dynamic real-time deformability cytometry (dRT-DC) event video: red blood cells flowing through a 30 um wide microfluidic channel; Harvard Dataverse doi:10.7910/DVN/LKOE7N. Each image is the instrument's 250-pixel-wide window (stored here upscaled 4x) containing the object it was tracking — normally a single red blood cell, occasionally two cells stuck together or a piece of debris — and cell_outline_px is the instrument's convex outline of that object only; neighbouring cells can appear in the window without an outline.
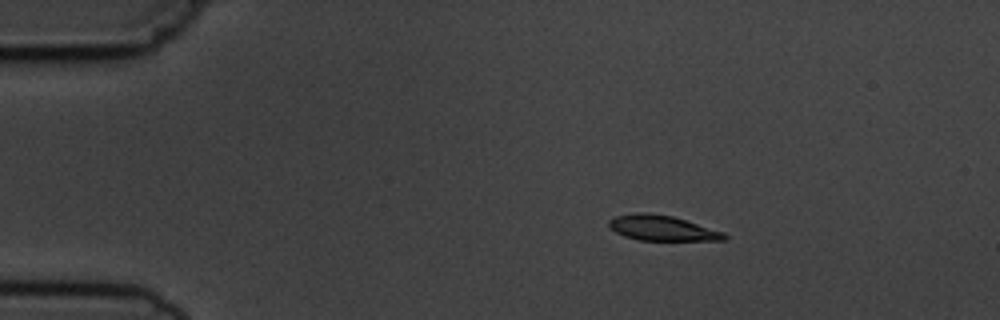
{"species": "common noctule bat (a hibernating species)", "species_latin": "Nyctalus noctula", "temperature_condition": "cold", "stored_images_in_passage": 14, "camera_frame_rate_fps": 3000, "um_per_image_px": 0.085, "animal": {"sex": "male", "body_mass_g": 19.5, "forearm_length_mm": 54.6}, "frame": {"image": 1, "passage_image": 2, "time_ms": 2.0, "image_size_px": [1000, 320], "cell_outline_px": [[728, 240], [640, 240], [624, 236], [608, 228], [608, 220], [616, 216], [636, 212], [648, 212], [672, 216], [724, 232], [728, 236]], "centroid_in_image_um": [56.25, 19.38], "position_along_channel_um": 28.7, "area_um2": 16.99}}
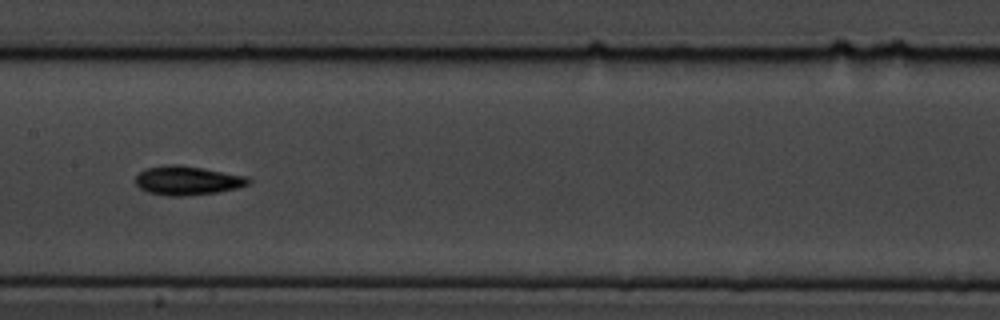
{"frame": {"image": 2, "passage_image": 7, "time_ms": 8.0, "image_size_px": [1000, 320], "cell_outline_px": [[252, 184], [220, 192], [184, 196], [168, 196], [148, 192], [140, 188], [136, 184], [136, 176], [140, 172], [148, 168], [168, 164], [180, 164], [204, 168], [248, 176], [252, 180]], "centroid_in_image_um": [15.99, 15.34], "position_along_channel_um": 191.4, "area_um2": 19.31}}
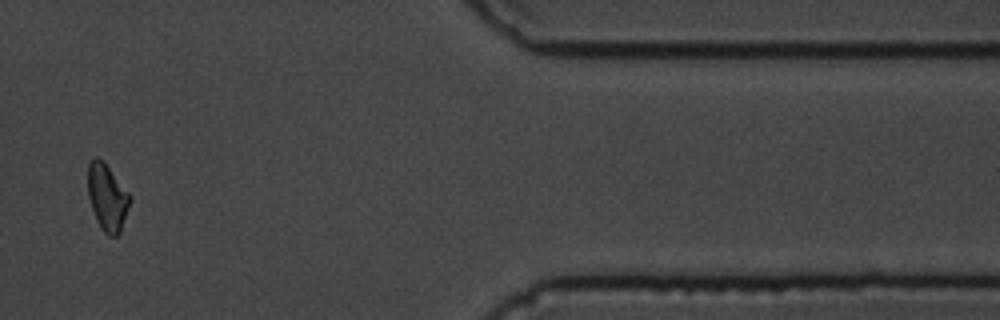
{"frame": {"image": 3, "passage_image": 12, "time_ms": 14.667, "image_size_px": [1000, 320], "cell_outline_px": [[132, 200], [120, 232], [116, 236], [108, 236], [100, 228], [96, 220], [88, 196], [88, 164], [96, 156], [108, 168], [132, 196]], "centroid_in_image_um": [9.13, 16.83], "position_along_channel_um": 402.3, "area_um2": 16.18}, "authors_computed_cell_mechanics": {"area_um2": 17.0221, "velocity_mm_per_s": 3.7211, "shape_relaxation_time_tau1_ms": 1.3707, "shape_relaxation_time_tau2_ms": null, "deformation_change_tau1": 0.0924, "deformation_change_tau2": null}}